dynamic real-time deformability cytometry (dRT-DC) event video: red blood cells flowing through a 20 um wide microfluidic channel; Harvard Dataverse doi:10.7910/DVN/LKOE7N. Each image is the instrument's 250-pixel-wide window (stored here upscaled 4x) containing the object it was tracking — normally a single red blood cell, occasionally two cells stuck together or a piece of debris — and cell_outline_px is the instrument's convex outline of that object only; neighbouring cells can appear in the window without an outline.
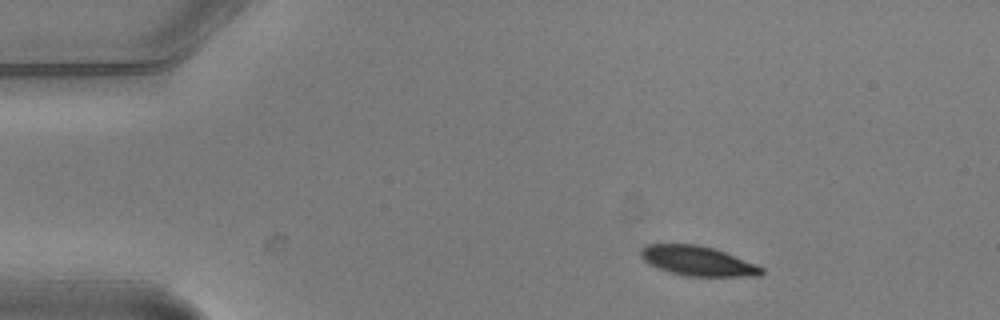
{"species": "common noctule bat (a hibernating species)", "species_latin": "Nyctalus noctula", "temperature_condition": "warm", "stored_images_in_passage": 3, "camera_frame_rate_fps": 3000, "um_per_image_px": 0.085, "animal": {"sex": "male", "body_mass_g": 20.5, "forearm_length_mm": 52.5}, "frame": {"image": 1, "passage_image": 1, "time_ms": 0.0, "image_size_px": [1000, 320], "cell_outline_px": [[764, 272], [760, 276], [688, 276], [672, 272], [648, 264], [640, 256], [640, 248], [648, 244], [696, 244], [712, 248], [724, 252], [756, 264], [764, 268]], "centroid_in_image_um": [59.3, 22.17], "position_along_channel_um": 25.7, "area_um2": 20.69}}
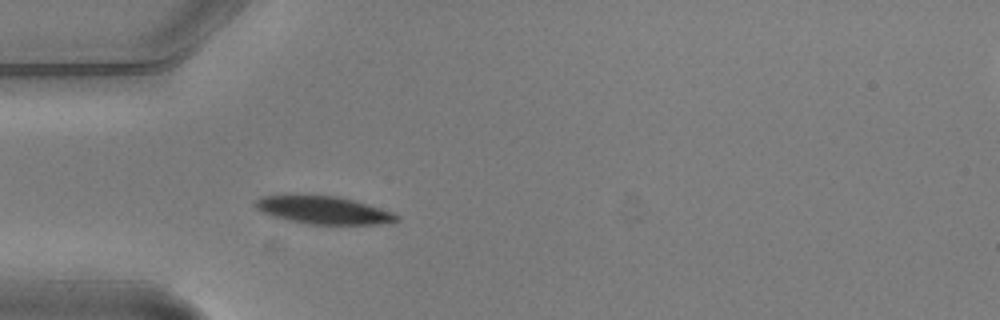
{"frame": {"image": 2, "passage_image": 3, "time_ms": 0.667, "image_size_px": [1000, 320], "cell_outline_px": [[400, 220], [380, 224], [308, 224], [288, 220], [272, 216], [260, 212], [256, 208], [256, 200], [260, 196], [284, 192], [296, 192], [340, 196], [392, 212], [400, 216]], "centroid_in_image_um": [27.37, 17.8], "position_along_channel_um": 57.6, "area_um2": 23.81}}